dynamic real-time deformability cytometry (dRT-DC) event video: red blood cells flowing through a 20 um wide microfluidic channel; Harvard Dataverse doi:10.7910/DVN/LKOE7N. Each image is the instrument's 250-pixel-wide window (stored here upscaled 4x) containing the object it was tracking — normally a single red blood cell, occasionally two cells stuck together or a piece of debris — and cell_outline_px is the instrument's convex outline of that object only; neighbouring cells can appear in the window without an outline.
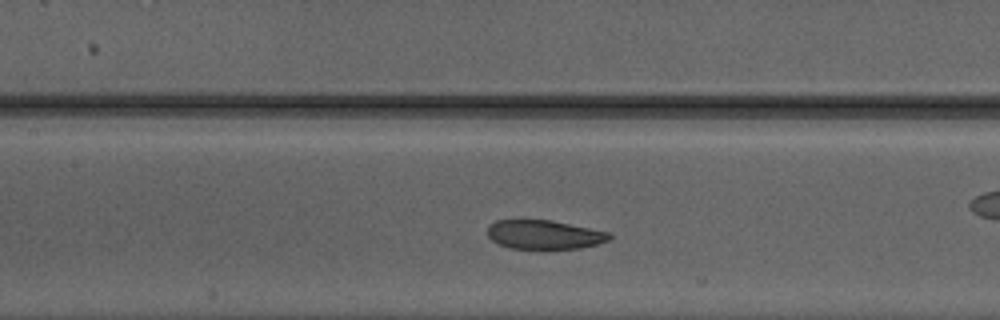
{"species": "Egyptian fruit bat (a non-hibernating species)", "species_latin": "Rousettus aegyptiacus", "temperature_condition": "warm", "stored_images_in_passage": 32, "camera_frame_rate_fps": 3000, "um_per_image_px": 0.085, "animal": {"sex": "male"}, "frame": {"image": 1, "passage_image": 14, "time_ms": 4.333, "image_size_px": [1000, 320], "cell_outline_px": [[612, 236], [608, 240], [596, 244], [580, 248], [508, 248], [492, 240], [488, 236], [488, 224], [496, 220], [552, 220], [608, 232]], "centroid_in_image_um": [46.23, 19.93], "position_along_channel_um": 161.2, "area_um2": 20.35}}
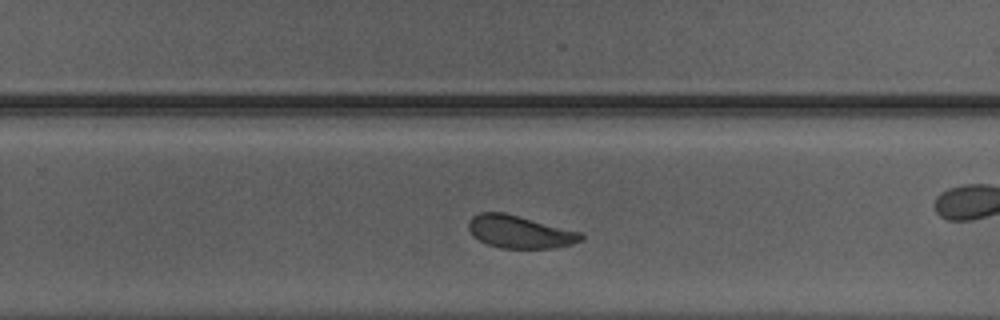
{"frame": {"image": 2, "passage_image": 23, "time_ms": 7.333, "image_size_px": [1000, 320], "cell_outline_px": [[584, 236], [580, 240], [572, 244], [556, 248], [500, 248], [488, 244], [472, 236], [468, 228], [468, 220], [472, 216], [480, 212], [504, 212], [580, 232]], "centroid_in_image_um": [44.13, 19.7], "position_along_channel_um": 285.7, "area_um2": 21.33}, "authors_computed_cell_mechanics": {"area_um2": 22.253, "velocity_mm_per_s": 4.1643, "shape_relaxation_time_tau1_ms": 2.4567, "shape_relaxation_time_tau2_ms": 1.5362, "deformation_change_tau1": 0.0968, "deformation_change_tau2": 0.0828}}